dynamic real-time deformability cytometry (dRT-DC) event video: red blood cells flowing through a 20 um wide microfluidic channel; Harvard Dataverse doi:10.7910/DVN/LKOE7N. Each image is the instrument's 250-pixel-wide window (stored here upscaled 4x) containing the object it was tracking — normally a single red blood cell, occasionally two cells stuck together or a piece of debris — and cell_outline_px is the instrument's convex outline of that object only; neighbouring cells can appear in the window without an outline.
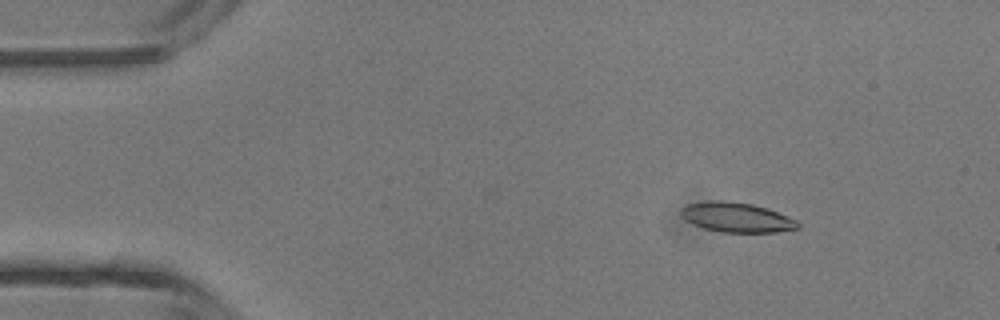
{"species": "common noctule bat (a hibernating species)", "species_latin": "Nyctalus noctula", "temperature_condition": "room temperature", "stored_images_in_passage": 3, "camera_frame_rate_fps": 3000, "um_per_image_px": 0.085, "animal": {"sex": "male", "body_mass_g": 13.3}, "frame": {"image": 1, "passage_image": 1, "time_ms": 0.0, "image_size_px": [1000, 320], "cell_outline_px": [[800, 228], [776, 232], [724, 232], [704, 228], [692, 224], [684, 220], [680, 216], [680, 208], [688, 204], [712, 200], [724, 200], [752, 204], [768, 208], [796, 220], [800, 224]], "centroid_in_image_um": [62.58, 18.47], "position_along_channel_um": 22.4, "area_um2": 20.35}}
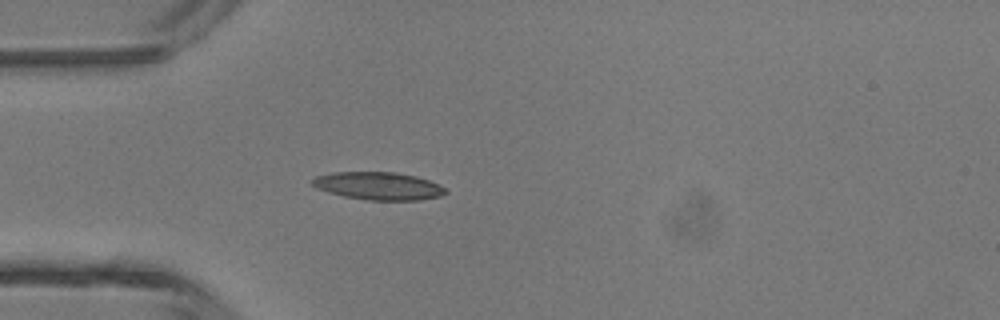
{"frame": {"image": 2, "passage_image": 3, "time_ms": 0.667, "image_size_px": [1000, 320], "cell_outline_px": [[448, 192], [440, 196], [420, 200], [368, 200], [344, 196], [328, 192], [316, 188], [312, 184], [312, 180], [316, 176], [332, 172], [396, 172], [416, 176], [428, 180], [444, 188]], "centroid_in_image_um": [32.15, 15.8], "position_along_channel_um": 52.9, "area_um2": 21.44}}